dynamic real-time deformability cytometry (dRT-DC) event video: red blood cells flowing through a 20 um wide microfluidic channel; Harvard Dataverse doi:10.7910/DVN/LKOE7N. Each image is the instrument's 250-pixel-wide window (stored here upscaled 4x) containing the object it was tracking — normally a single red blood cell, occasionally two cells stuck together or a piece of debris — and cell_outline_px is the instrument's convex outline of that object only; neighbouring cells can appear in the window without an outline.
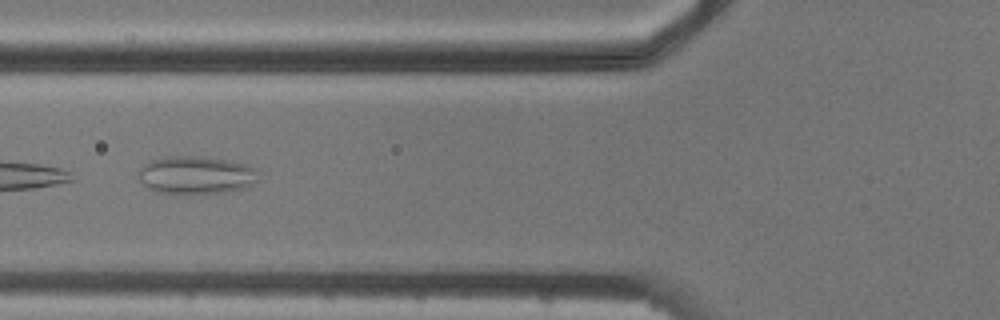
{"species": "common noctule bat (a hibernating species)", "species_latin": "Nyctalus noctula", "temperature_condition": "cold", "stored_images_in_passage": 4, "camera_frame_rate_fps": 3000, "um_per_image_px": 0.085, "animal": {"sex": "male", "body_mass_g": 20.5, "forearm_length_mm": 52.5}, "frame": {"image": 1, "passage_image": 2, "time_ms": 1.0, "image_size_px": [1000, 320], "cell_outline_px": [[256, 180], [248, 188], [224, 192], [184, 196], [156, 192], [144, 184], [136, 176], [136, 172], [148, 160], [168, 156], [204, 156], [228, 160], [248, 164], [252, 168]], "centroid_in_image_um": [16.58, 14.9], "position_along_channel_um": 109.2, "area_um2": 27.17}}